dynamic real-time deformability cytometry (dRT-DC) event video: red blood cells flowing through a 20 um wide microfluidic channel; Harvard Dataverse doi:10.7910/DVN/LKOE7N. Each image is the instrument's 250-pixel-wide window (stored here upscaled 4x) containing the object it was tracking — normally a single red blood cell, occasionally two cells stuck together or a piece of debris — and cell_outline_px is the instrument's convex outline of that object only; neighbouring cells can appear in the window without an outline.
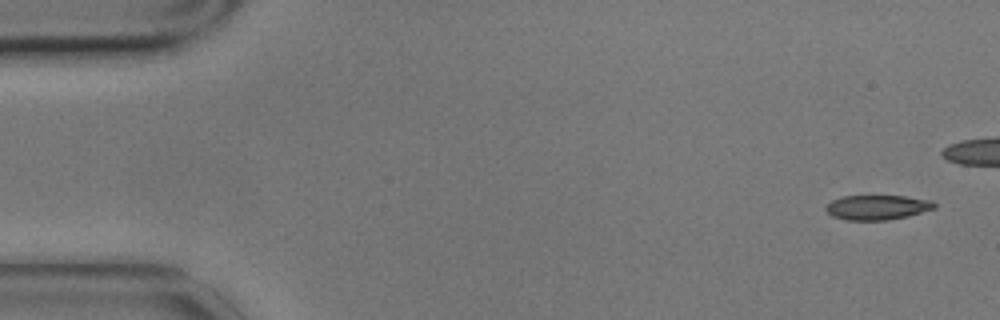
{"species": "common noctule bat (a hibernating species)", "species_latin": "Nyctalus noctula", "temperature_condition": "cold", "stored_images_in_passage": 4, "camera_frame_rate_fps": 3000, "um_per_image_px": 0.085, "animal": {"sex": "male", "body_mass_g": 17.9}, "frame": {"image": 1, "passage_image": 1, "time_ms": 0.0, "image_size_px": [1000, 320], "cell_outline_px": [[936, 208], [908, 216], [888, 220], [848, 220], [832, 216], [824, 208], [832, 200], [840, 196], [904, 196], [932, 200], [936, 204]], "centroid_in_image_um": [74.58, 17.62], "position_along_channel_um": 10.4, "area_um2": 15.66}}